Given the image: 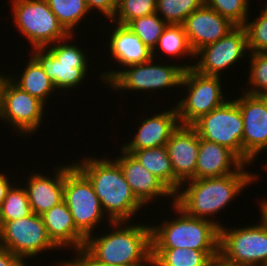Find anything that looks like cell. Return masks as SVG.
Here are the masks:
<instances>
[{
	"label": "cell",
	"instance_id": "obj_25",
	"mask_svg": "<svg viewBox=\"0 0 267 266\" xmlns=\"http://www.w3.org/2000/svg\"><path fill=\"white\" fill-rule=\"evenodd\" d=\"M219 251L188 248H152V266H209Z\"/></svg>",
	"mask_w": 267,
	"mask_h": 266
},
{
	"label": "cell",
	"instance_id": "obj_18",
	"mask_svg": "<svg viewBox=\"0 0 267 266\" xmlns=\"http://www.w3.org/2000/svg\"><path fill=\"white\" fill-rule=\"evenodd\" d=\"M121 155L114 158L135 197L145 206L156 201L159 196L175 199V194L155 175L146 170L136 159L123 149ZM154 200V201H152Z\"/></svg>",
	"mask_w": 267,
	"mask_h": 266
},
{
	"label": "cell",
	"instance_id": "obj_23",
	"mask_svg": "<svg viewBox=\"0 0 267 266\" xmlns=\"http://www.w3.org/2000/svg\"><path fill=\"white\" fill-rule=\"evenodd\" d=\"M112 24L115 26L108 37V49H110L113 60L117 61L121 68L145 63L153 58L152 50L127 25Z\"/></svg>",
	"mask_w": 267,
	"mask_h": 266
},
{
	"label": "cell",
	"instance_id": "obj_27",
	"mask_svg": "<svg viewBox=\"0 0 267 266\" xmlns=\"http://www.w3.org/2000/svg\"><path fill=\"white\" fill-rule=\"evenodd\" d=\"M158 48L163 52L160 54H165V56L170 55L179 59L185 55L192 56L191 59L195 57L185 29L181 24H167L162 35L159 37L157 46L152 51L153 58L156 55V50L160 51Z\"/></svg>",
	"mask_w": 267,
	"mask_h": 266
},
{
	"label": "cell",
	"instance_id": "obj_13",
	"mask_svg": "<svg viewBox=\"0 0 267 266\" xmlns=\"http://www.w3.org/2000/svg\"><path fill=\"white\" fill-rule=\"evenodd\" d=\"M46 104L16 86L8 77L0 93V120L11 125L17 136L35 134L43 124Z\"/></svg>",
	"mask_w": 267,
	"mask_h": 266
},
{
	"label": "cell",
	"instance_id": "obj_41",
	"mask_svg": "<svg viewBox=\"0 0 267 266\" xmlns=\"http://www.w3.org/2000/svg\"><path fill=\"white\" fill-rule=\"evenodd\" d=\"M260 211H261V221L267 226V199L259 201Z\"/></svg>",
	"mask_w": 267,
	"mask_h": 266
},
{
	"label": "cell",
	"instance_id": "obj_5",
	"mask_svg": "<svg viewBox=\"0 0 267 266\" xmlns=\"http://www.w3.org/2000/svg\"><path fill=\"white\" fill-rule=\"evenodd\" d=\"M154 61V62H153ZM155 58L150 61L134 64L118 71L101 72L100 78L113 92L116 91H161L164 88H180L184 70L191 69L193 64H155ZM127 68V69H126Z\"/></svg>",
	"mask_w": 267,
	"mask_h": 266
},
{
	"label": "cell",
	"instance_id": "obj_35",
	"mask_svg": "<svg viewBox=\"0 0 267 266\" xmlns=\"http://www.w3.org/2000/svg\"><path fill=\"white\" fill-rule=\"evenodd\" d=\"M267 4V2H266ZM255 20L246 21L244 27L247 33L249 52H267V5Z\"/></svg>",
	"mask_w": 267,
	"mask_h": 266
},
{
	"label": "cell",
	"instance_id": "obj_30",
	"mask_svg": "<svg viewBox=\"0 0 267 266\" xmlns=\"http://www.w3.org/2000/svg\"><path fill=\"white\" fill-rule=\"evenodd\" d=\"M127 26L153 51L167 23L155 12L144 17H138L130 21Z\"/></svg>",
	"mask_w": 267,
	"mask_h": 266
},
{
	"label": "cell",
	"instance_id": "obj_8",
	"mask_svg": "<svg viewBox=\"0 0 267 266\" xmlns=\"http://www.w3.org/2000/svg\"><path fill=\"white\" fill-rule=\"evenodd\" d=\"M64 201L76 228L86 238L107 217L91 182L73 162L64 165Z\"/></svg>",
	"mask_w": 267,
	"mask_h": 266
},
{
	"label": "cell",
	"instance_id": "obj_34",
	"mask_svg": "<svg viewBox=\"0 0 267 266\" xmlns=\"http://www.w3.org/2000/svg\"><path fill=\"white\" fill-rule=\"evenodd\" d=\"M249 0H204V4L236 26H244L249 18ZM249 10V11H248Z\"/></svg>",
	"mask_w": 267,
	"mask_h": 266
},
{
	"label": "cell",
	"instance_id": "obj_16",
	"mask_svg": "<svg viewBox=\"0 0 267 266\" xmlns=\"http://www.w3.org/2000/svg\"><path fill=\"white\" fill-rule=\"evenodd\" d=\"M174 173V194L181 184L196 179V163L199 152V136L191 125H179L166 143Z\"/></svg>",
	"mask_w": 267,
	"mask_h": 266
},
{
	"label": "cell",
	"instance_id": "obj_9",
	"mask_svg": "<svg viewBox=\"0 0 267 266\" xmlns=\"http://www.w3.org/2000/svg\"><path fill=\"white\" fill-rule=\"evenodd\" d=\"M180 86L187 90L175 106L180 125H192L228 100L221 90L220 76L202 75L191 68L184 70Z\"/></svg>",
	"mask_w": 267,
	"mask_h": 266
},
{
	"label": "cell",
	"instance_id": "obj_19",
	"mask_svg": "<svg viewBox=\"0 0 267 266\" xmlns=\"http://www.w3.org/2000/svg\"><path fill=\"white\" fill-rule=\"evenodd\" d=\"M142 120L132 140L123 144L121 149L141 150L166 146L171 134L180 125L175 106Z\"/></svg>",
	"mask_w": 267,
	"mask_h": 266
},
{
	"label": "cell",
	"instance_id": "obj_22",
	"mask_svg": "<svg viewBox=\"0 0 267 266\" xmlns=\"http://www.w3.org/2000/svg\"><path fill=\"white\" fill-rule=\"evenodd\" d=\"M41 216L49 238L59 249L70 247L76 251L84 248L86 237L76 228L64 200Z\"/></svg>",
	"mask_w": 267,
	"mask_h": 266
},
{
	"label": "cell",
	"instance_id": "obj_17",
	"mask_svg": "<svg viewBox=\"0 0 267 266\" xmlns=\"http://www.w3.org/2000/svg\"><path fill=\"white\" fill-rule=\"evenodd\" d=\"M182 25L194 53L206 45L215 43L236 27L206 4L192 12Z\"/></svg>",
	"mask_w": 267,
	"mask_h": 266
},
{
	"label": "cell",
	"instance_id": "obj_39",
	"mask_svg": "<svg viewBox=\"0 0 267 266\" xmlns=\"http://www.w3.org/2000/svg\"><path fill=\"white\" fill-rule=\"evenodd\" d=\"M11 185L12 184H11V181L9 180V177L6 176V174H3L0 172V207Z\"/></svg>",
	"mask_w": 267,
	"mask_h": 266
},
{
	"label": "cell",
	"instance_id": "obj_6",
	"mask_svg": "<svg viewBox=\"0 0 267 266\" xmlns=\"http://www.w3.org/2000/svg\"><path fill=\"white\" fill-rule=\"evenodd\" d=\"M71 38H74V34L46 48L32 49L31 56L40 64L58 91L79 87V83L81 84L88 74V54L83 52L82 47L67 42L72 40Z\"/></svg>",
	"mask_w": 267,
	"mask_h": 266
},
{
	"label": "cell",
	"instance_id": "obj_31",
	"mask_svg": "<svg viewBox=\"0 0 267 266\" xmlns=\"http://www.w3.org/2000/svg\"><path fill=\"white\" fill-rule=\"evenodd\" d=\"M203 4L204 0H157L156 13L167 24L182 25L185 19Z\"/></svg>",
	"mask_w": 267,
	"mask_h": 266
},
{
	"label": "cell",
	"instance_id": "obj_3",
	"mask_svg": "<svg viewBox=\"0 0 267 266\" xmlns=\"http://www.w3.org/2000/svg\"><path fill=\"white\" fill-rule=\"evenodd\" d=\"M73 164L91 182L108 223L131 221L144 205L135 197L119 164L109 158L86 157Z\"/></svg>",
	"mask_w": 267,
	"mask_h": 266
},
{
	"label": "cell",
	"instance_id": "obj_1",
	"mask_svg": "<svg viewBox=\"0 0 267 266\" xmlns=\"http://www.w3.org/2000/svg\"><path fill=\"white\" fill-rule=\"evenodd\" d=\"M245 167L244 164L236 173L225 176L183 182L181 190L175 194V203L188 215L211 221L220 228L223 224L211 217L224 210L247 185L256 182L260 176L246 171Z\"/></svg>",
	"mask_w": 267,
	"mask_h": 266
},
{
	"label": "cell",
	"instance_id": "obj_36",
	"mask_svg": "<svg viewBox=\"0 0 267 266\" xmlns=\"http://www.w3.org/2000/svg\"><path fill=\"white\" fill-rule=\"evenodd\" d=\"M76 256L70 260L57 262L59 266H113L106 265L94 259L84 248L74 251Z\"/></svg>",
	"mask_w": 267,
	"mask_h": 266
},
{
	"label": "cell",
	"instance_id": "obj_33",
	"mask_svg": "<svg viewBox=\"0 0 267 266\" xmlns=\"http://www.w3.org/2000/svg\"><path fill=\"white\" fill-rule=\"evenodd\" d=\"M157 0H118L117 10L111 22L127 25L130 21L156 12Z\"/></svg>",
	"mask_w": 267,
	"mask_h": 266
},
{
	"label": "cell",
	"instance_id": "obj_2",
	"mask_svg": "<svg viewBox=\"0 0 267 266\" xmlns=\"http://www.w3.org/2000/svg\"><path fill=\"white\" fill-rule=\"evenodd\" d=\"M129 222L109 223L112 232L89 235L84 249L106 265L152 266L151 226Z\"/></svg>",
	"mask_w": 267,
	"mask_h": 266
},
{
	"label": "cell",
	"instance_id": "obj_26",
	"mask_svg": "<svg viewBox=\"0 0 267 266\" xmlns=\"http://www.w3.org/2000/svg\"><path fill=\"white\" fill-rule=\"evenodd\" d=\"M124 151L130 153L137 162L161 180L174 193V173L166 146Z\"/></svg>",
	"mask_w": 267,
	"mask_h": 266
},
{
	"label": "cell",
	"instance_id": "obj_24",
	"mask_svg": "<svg viewBox=\"0 0 267 266\" xmlns=\"http://www.w3.org/2000/svg\"><path fill=\"white\" fill-rule=\"evenodd\" d=\"M20 74L18 77L10 74L8 78L20 89L36 97L44 104L47 102V98L49 99L50 95L57 91L52 80L31 55L23 73Z\"/></svg>",
	"mask_w": 267,
	"mask_h": 266
},
{
	"label": "cell",
	"instance_id": "obj_15",
	"mask_svg": "<svg viewBox=\"0 0 267 266\" xmlns=\"http://www.w3.org/2000/svg\"><path fill=\"white\" fill-rule=\"evenodd\" d=\"M242 94L234 100L242 114L243 163L248 165L267 152V96Z\"/></svg>",
	"mask_w": 267,
	"mask_h": 266
},
{
	"label": "cell",
	"instance_id": "obj_38",
	"mask_svg": "<svg viewBox=\"0 0 267 266\" xmlns=\"http://www.w3.org/2000/svg\"><path fill=\"white\" fill-rule=\"evenodd\" d=\"M0 266H27V264L9 250L0 246Z\"/></svg>",
	"mask_w": 267,
	"mask_h": 266
},
{
	"label": "cell",
	"instance_id": "obj_10",
	"mask_svg": "<svg viewBox=\"0 0 267 266\" xmlns=\"http://www.w3.org/2000/svg\"><path fill=\"white\" fill-rule=\"evenodd\" d=\"M219 255L243 266L267 264V226L260 223L235 229L220 227Z\"/></svg>",
	"mask_w": 267,
	"mask_h": 266
},
{
	"label": "cell",
	"instance_id": "obj_32",
	"mask_svg": "<svg viewBox=\"0 0 267 266\" xmlns=\"http://www.w3.org/2000/svg\"><path fill=\"white\" fill-rule=\"evenodd\" d=\"M250 57V58H249ZM251 60L248 84L250 89H244V93L254 96H267V52H249Z\"/></svg>",
	"mask_w": 267,
	"mask_h": 266
},
{
	"label": "cell",
	"instance_id": "obj_40",
	"mask_svg": "<svg viewBox=\"0 0 267 266\" xmlns=\"http://www.w3.org/2000/svg\"><path fill=\"white\" fill-rule=\"evenodd\" d=\"M209 266H243V265H238V264L228 262L220 255H217L211 260V262L209 263Z\"/></svg>",
	"mask_w": 267,
	"mask_h": 266
},
{
	"label": "cell",
	"instance_id": "obj_14",
	"mask_svg": "<svg viewBox=\"0 0 267 266\" xmlns=\"http://www.w3.org/2000/svg\"><path fill=\"white\" fill-rule=\"evenodd\" d=\"M248 52L246 29L244 26H236L215 43L199 49L195 53L197 63L192 69L202 75L221 77L224 69L235 65L241 58L246 59Z\"/></svg>",
	"mask_w": 267,
	"mask_h": 266
},
{
	"label": "cell",
	"instance_id": "obj_12",
	"mask_svg": "<svg viewBox=\"0 0 267 266\" xmlns=\"http://www.w3.org/2000/svg\"><path fill=\"white\" fill-rule=\"evenodd\" d=\"M0 246L25 259L47 250L59 249L49 238L41 215L32 213L22 219L0 222Z\"/></svg>",
	"mask_w": 267,
	"mask_h": 266
},
{
	"label": "cell",
	"instance_id": "obj_11",
	"mask_svg": "<svg viewBox=\"0 0 267 266\" xmlns=\"http://www.w3.org/2000/svg\"><path fill=\"white\" fill-rule=\"evenodd\" d=\"M201 139L230 149L243 162V119L238 104L229 99L191 125Z\"/></svg>",
	"mask_w": 267,
	"mask_h": 266
},
{
	"label": "cell",
	"instance_id": "obj_21",
	"mask_svg": "<svg viewBox=\"0 0 267 266\" xmlns=\"http://www.w3.org/2000/svg\"><path fill=\"white\" fill-rule=\"evenodd\" d=\"M244 163L228 148L199 137L196 179L236 173Z\"/></svg>",
	"mask_w": 267,
	"mask_h": 266
},
{
	"label": "cell",
	"instance_id": "obj_7",
	"mask_svg": "<svg viewBox=\"0 0 267 266\" xmlns=\"http://www.w3.org/2000/svg\"><path fill=\"white\" fill-rule=\"evenodd\" d=\"M13 23L32 48H46L70 34L59 23L46 0H11Z\"/></svg>",
	"mask_w": 267,
	"mask_h": 266
},
{
	"label": "cell",
	"instance_id": "obj_20",
	"mask_svg": "<svg viewBox=\"0 0 267 266\" xmlns=\"http://www.w3.org/2000/svg\"><path fill=\"white\" fill-rule=\"evenodd\" d=\"M56 167L53 168V178L43 173L32 172L25 183L26 186H23L34 214L43 215L64 200V166Z\"/></svg>",
	"mask_w": 267,
	"mask_h": 266
},
{
	"label": "cell",
	"instance_id": "obj_42",
	"mask_svg": "<svg viewBox=\"0 0 267 266\" xmlns=\"http://www.w3.org/2000/svg\"><path fill=\"white\" fill-rule=\"evenodd\" d=\"M1 74L2 73H0V93H1L2 84H3L4 80L8 77L5 74L4 75H1Z\"/></svg>",
	"mask_w": 267,
	"mask_h": 266
},
{
	"label": "cell",
	"instance_id": "obj_28",
	"mask_svg": "<svg viewBox=\"0 0 267 266\" xmlns=\"http://www.w3.org/2000/svg\"><path fill=\"white\" fill-rule=\"evenodd\" d=\"M50 10L69 34H75V28L89 12L85 0H46Z\"/></svg>",
	"mask_w": 267,
	"mask_h": 266
},
{
	"label": "cell",
	"instance_id": "obj_4",
	"mask_svg": "<svg viewBox=\"0 0 267 266\" xmlns=\"http://www.w3.org/2000/svg\"><path fill=\"white\" fill-rule=\"evenodd\" d=\"M172 210L179 216L160 225H151L152 248H188L219 251L220 228L213 222L188 215L176 203ZM174 208V209H173Z\"/></svg>",
	"mask_w": 267,
	"mask_h": 266
},
{
	"label": "cell",
	"instance_id": "obj_29",
	"mask_svg": "<svg viewBox=\"0 0 267 266\" xmlns=\"http://www.w3.org/2000/svg\"><path fill=\"white\" fill-rule=\"evenodd\" d=\"M12 184L0 207V222L22 219L32 214L25 188Z\"/></svg>",
	"mask_w": 267,
	"mask_h": 266
},
{
	"label": "cell",
	"instance_id": "obj_37",
	"mask_svg": "<svg viewBox=\"0 0 267 266\" xmlns=\"http://www.w3.org/2000/svg\"><path fill=\"white\" fill-rule=\"evenodd\" d=\"M88 10L93 12L96 9L107 17L108 21H112L116 14L118 0H85Z\"/></svg>",
	"mask_w": 267,
	"mask_h": 266
}]
</instances>
